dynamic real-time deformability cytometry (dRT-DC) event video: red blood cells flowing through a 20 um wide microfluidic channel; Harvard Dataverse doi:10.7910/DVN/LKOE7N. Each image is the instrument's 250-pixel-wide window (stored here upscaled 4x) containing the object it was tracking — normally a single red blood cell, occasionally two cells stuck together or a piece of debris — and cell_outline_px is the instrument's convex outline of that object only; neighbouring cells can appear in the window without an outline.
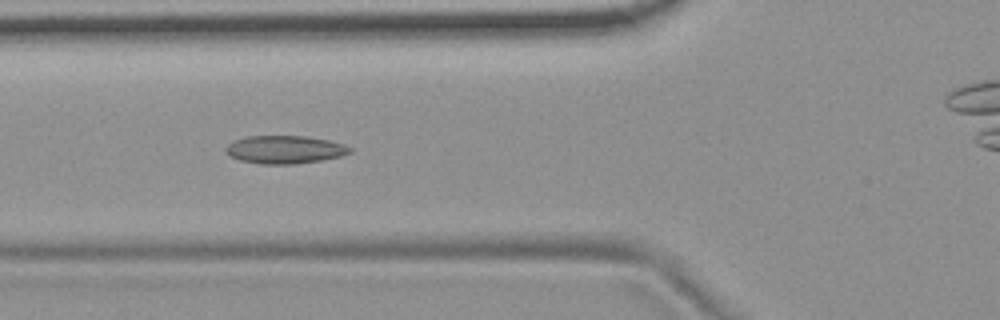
{"species": "common noctule bat (a hibernating species)", "species_latin": "Nyctalus noctula", "temperature_condition": "room temperature", "stored_images_in_passage": 7, "camera_frame_rate_fps": 3000, "um_per_image_px": 0.085, "animal": {"sex": "female", "body_mass_g": 19.9}, "frame": {"image": 1, "passage_image": 6, "time_ms": 1.667, "image_size_px": [1000, 320], "cell_outline_px": [[352, 152], [340, 156], [320, 160], [296, 164], [260, 164], [240, 160], [228, 156], [224, 152], [224, 148], [232, 140], [244, 136], [308, 136], [328, 140], [344, 144], [352, 148]], "centroid_in_image_um": [24.15, 12.71], "position_along_channel_um": 101.6, "area_um2": 20.52}}